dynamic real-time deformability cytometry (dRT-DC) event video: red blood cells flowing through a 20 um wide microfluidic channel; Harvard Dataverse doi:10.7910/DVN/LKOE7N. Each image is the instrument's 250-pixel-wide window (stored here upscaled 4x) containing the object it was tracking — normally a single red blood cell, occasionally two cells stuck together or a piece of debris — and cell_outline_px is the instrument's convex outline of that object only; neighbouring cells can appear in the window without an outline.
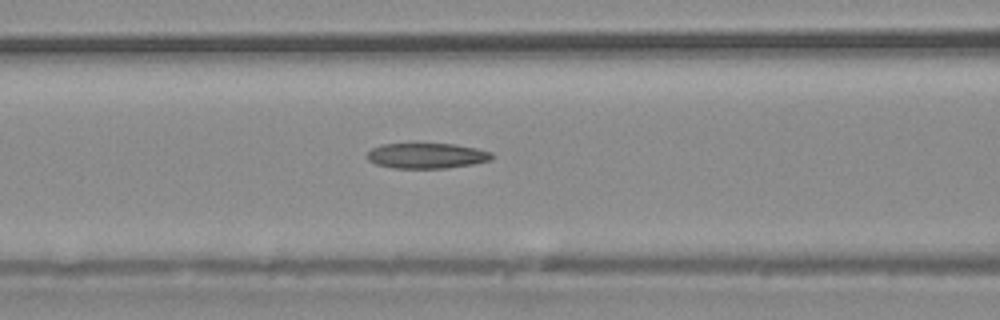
{"species": "common noctule bat (a hibernating species)", "species_latin": "Nyctalus noctula", "temperature_condition": "warm", "stored_images_in_passage": 26, "camera_frame_rate_fps": 3000, "um_per_image_px": 0.085, "animal": {"sex": "male", "body_mass_g": 20.4}, "frame": {"image": 1, "passage_image": 4, "time_ms": 1.0, "image_size_px": [1000, 320], "cell_outline_px": [[496, 156], [492, 160], [472, 164], [448, 168], [392, 168], [376, 164], [368, 160], [368, 152], [372, 148], [380, 144], [452, 144], [476, 148], [492, 152]], "centroid_in_image_um": [36.3, 13.24], "position_along_channel_um": 130.3, "area_um2": 18.5}}
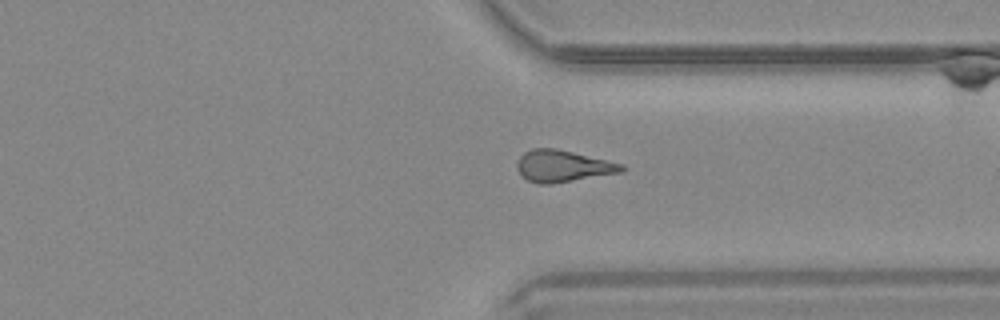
{"frame": {"image": 2, "passage_image": 17, "time_ms": 5.333, "image_size_px": [1000, 320], "cell_outline_px": [[624, 172], [548, 184], [536, 184], [528, 180], [516, 168], [516, 164], [520, 156], [524, 152], [532, 148], [556, 148], [624, 164]], "centroid_in_image_um": [47.84, 14.11], "position_along_channel_um": 363.6, "area_um2": 19.25}}
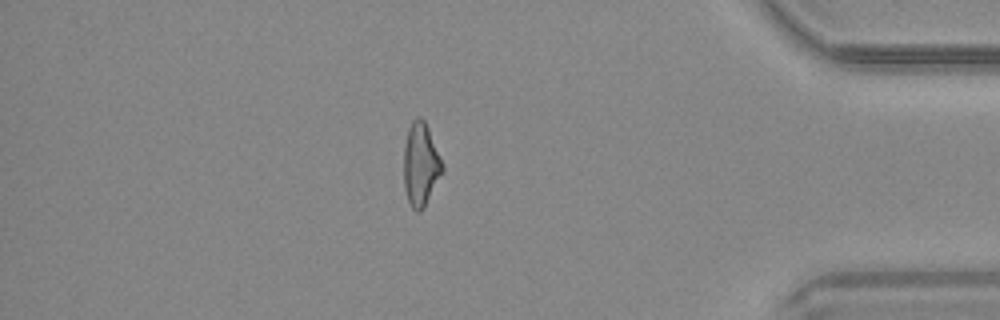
{"frame": {"image": 3, "passage_image": 21, "time_ms": 6.667, "image_size_px": [1000, 320], "cell_outline_px": [[444, 172], [424, 208], [420, 212], [416, 212], [412, 208], [408, 200], [404, 188], [404, 144], [408, 128], [412, 120], [416, 116], [420, 116], [424, 120], [428, 128], [444, 164]], "centroid_in_image_um": [35.77, 13.98], "position_along_channel_um": 399.4, "area_um2": 19.07}}